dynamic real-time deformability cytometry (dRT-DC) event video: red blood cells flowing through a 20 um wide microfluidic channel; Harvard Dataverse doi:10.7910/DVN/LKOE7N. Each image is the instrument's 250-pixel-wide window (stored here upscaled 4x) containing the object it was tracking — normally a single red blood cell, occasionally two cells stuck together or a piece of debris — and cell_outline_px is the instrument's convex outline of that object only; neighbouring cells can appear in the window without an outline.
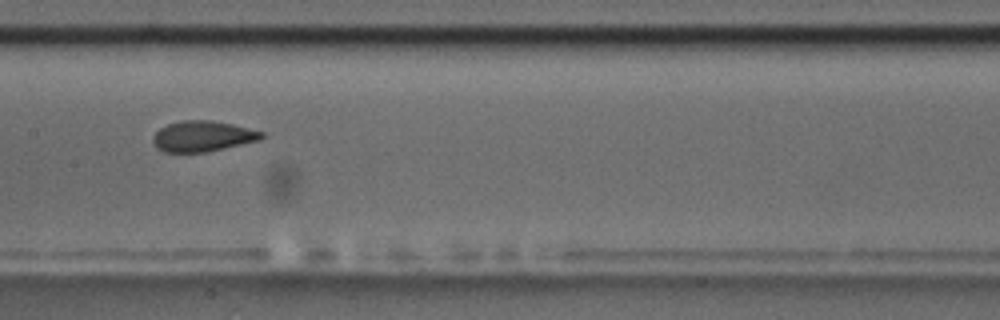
{"species": "common noctule bat (a hibernating species)", "species_latin": "Nyctalus noctula", "temperature_condition": "room temperature", "stored_images_in_passage": 7, "camera_frame_rate_fps": 3000, "um_per_image_px": 0.085, "animal": {"sex": "male", "body_mass_g": 17.5, "forearm_length_mm": 52.3}, "frame": {"image": 1, "passage_image": 7, "time_ms": 9.333, "image_size_px": [1000, 320], "cell_outline_px": [[264, 136], [260, 140], [204, 152], [164, 152], [156, 148], [152, 140], [152, 136], [160, 128], [168, 124], [180, 120], [212, 120], [232, 124], [264, 132]], "centroid_in_image_um": [17.2, 11.57], "position_along_channel_um": 190.2, "area_um2": 19.36}}